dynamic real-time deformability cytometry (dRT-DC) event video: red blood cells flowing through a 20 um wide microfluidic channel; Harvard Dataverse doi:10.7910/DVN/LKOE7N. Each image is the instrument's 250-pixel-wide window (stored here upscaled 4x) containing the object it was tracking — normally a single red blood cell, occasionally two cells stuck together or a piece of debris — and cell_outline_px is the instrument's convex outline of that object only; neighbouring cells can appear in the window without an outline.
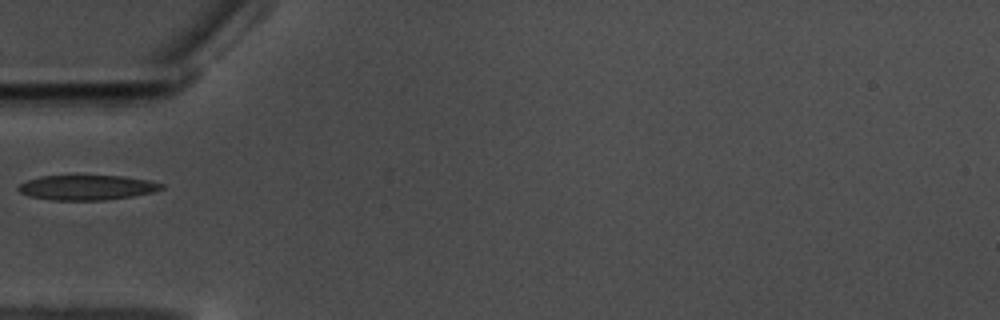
{"species": "common noctule bat (a hibernating species)", "species_latin": "Nyctalus noctula", "temperature_condition": "warm", "stored_images_in_passage": 40, "camera_frame_rate_fps": 3000, "um_per_image_px": 0.085, "animal": {"sex": "male", "body_mass_g": 17.5, "forearm_length_mm": 52.3}, "frame": {"image": 1, "passage_image": 1, "time_ms": 0.0, "image_size_px": [1000, 320], "cell_outline_px": [[164, 188], [152, 192], [132, 196], [104, 200], [52, 200], [28, 196], [20, 192], [16, 188], [20, 184], [28, 180], [40, 176], [124, 176], [148, 180], [164, 184]], "centroid_in_image_um": [7.38, 15.94], "position_along_channel_um": 77.6, "area_um2": 20.69}}
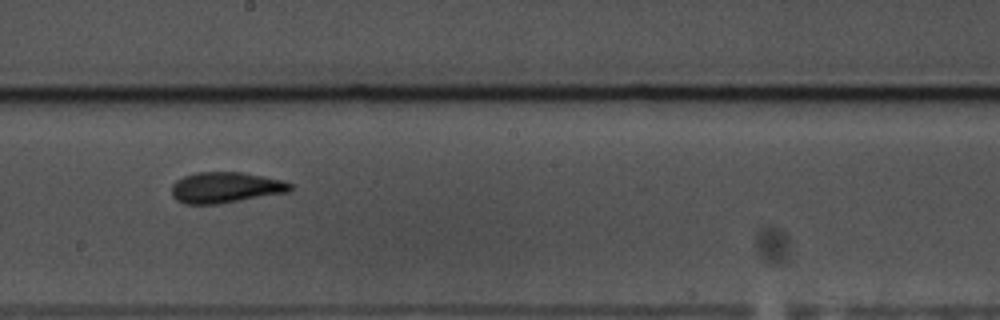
{"frame": {"image": 2, "passage_image": 14, "time_ms": 4.333, "image_size_px": [1000, 320], "cell_outline_px": [[292, 192], [216, 204], [184, 204], [176, 200], [172, 196], [172, 184], [176, 180], [184, 176], [196, 172], [240, 172], [280, 180], [292, 184]], "centroid_in_image_um": [19.15, 15.95], "position_along_channel_um": 229.0, "area_um2": 21.33}}
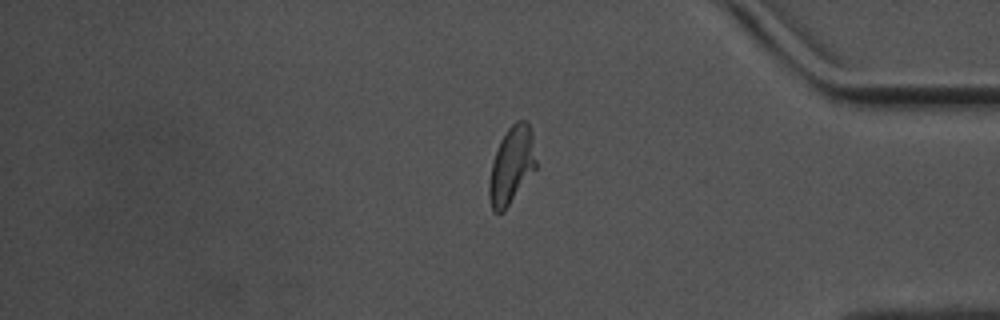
{"frame": {"image": 3, "passage_image": 30, "time_ms": 9.667, "image_size_px": [1000, 320], "cell_outline_px": [[536, 168], [504, 212], [492, 212], [488, 196], [488, 184], [492, 164], [500, 140], [508, 128], [516, 120], [524, 120], [528, 124], [532, 132], [536, 160]], "centroid_in_image_um": [43.47, 14.08], "position_along_channel_um": 391.7, "area_um2": 21.1}}